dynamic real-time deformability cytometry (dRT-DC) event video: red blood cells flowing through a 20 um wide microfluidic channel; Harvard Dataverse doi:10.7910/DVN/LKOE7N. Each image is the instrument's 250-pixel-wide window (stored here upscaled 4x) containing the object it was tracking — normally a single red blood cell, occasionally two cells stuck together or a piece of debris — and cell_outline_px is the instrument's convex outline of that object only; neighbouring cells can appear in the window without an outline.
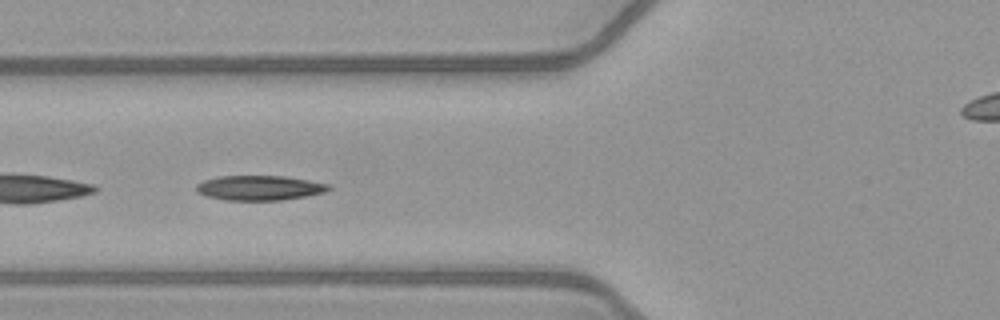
{"species": "common noctule bat (a hibernating species)", "species_latin": "Nyctalus noctula", "temperature_condition": "warm", "stored_images_in_passage": 39, "camera_frame_rate_fps": 3000, "um_per_image_px": 0.085, "animal": {"sex": "female", "body_mass_g": 21.9}, "frame": {"image": 1, "passage_image": 7, "time_ms": 2.0, "image_size_px": [1000, 320], "cell_outline_px": [[332, 188], [324, 192], [304, 196], [280, 200], [224, 200], [208, 196], [196, 192], [196, 184], [204, 180], [220, 176], [284, 176], [332, 184]], "centroid_in_image_um": [22.06, 15.96], "position_along_channel_um": 103.7, "area_um2": 19.07}}
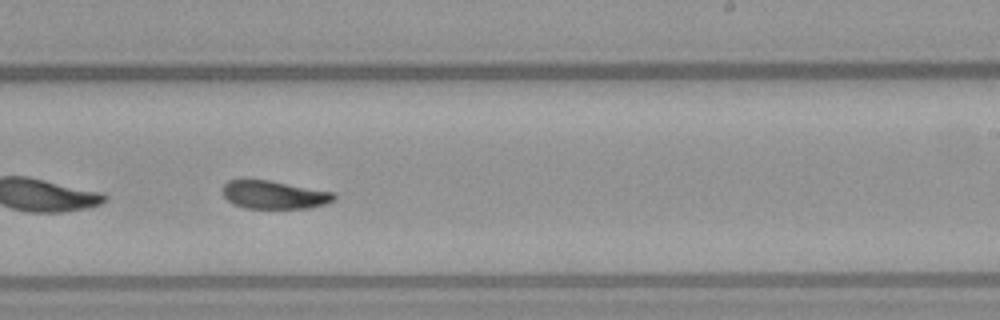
{"frame": {"image": 2, "passage_image": 19, "time_ms": 6.0, "image_size_px": [1000, 320], "cell_outline_px": [[336, 196], [332, 200], [324, 204], [308, 208], [244, 208], [232, 204], [224, 196], [224, 184], [228, 180], [268, 180], [336, 192]], "centroid_in_image_um": [23.31, 16.56], "position_along_channel_um": 265.7, "area_um2": 18.15}}
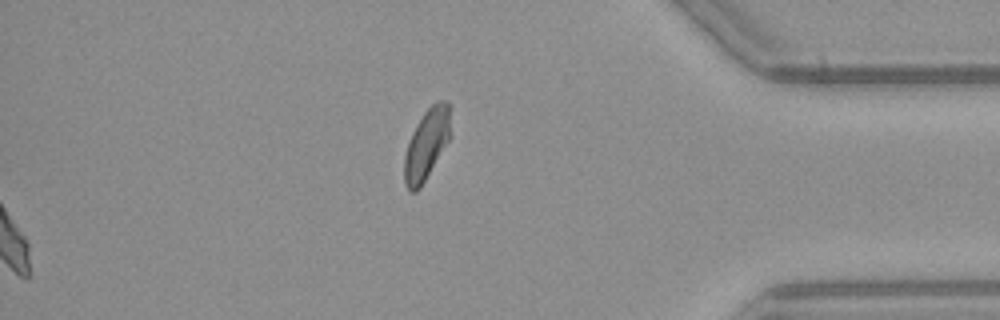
{"frame": {"image": 3, "passage_image": 39, "time_ms": 12.667, "image_size_px": [1000, 320], "cell_outline_px": [[452, 136], [420, 188], [416, 192], [408, 192], [404, 184], [404, 156], [412, 132], [416, 124], [424, 112], [436, 100], [448, 100]], "centroid_in_image_um": [36.27, 12.26], "position_along_channel_um": 398.9, "area_um2": 19.36}, "authors_computed_cell_mechanics": {"area_um2": 19.074, "velocity_mm_per_s": 4.0438, "shape_relaxation_time_tau1_ms": 3.2016, "shape_relaxation_time_tau2_ms": 2.1543, "deformation_change_tau1": 0.1289, "deformation_change_tau2": 0.0848}}